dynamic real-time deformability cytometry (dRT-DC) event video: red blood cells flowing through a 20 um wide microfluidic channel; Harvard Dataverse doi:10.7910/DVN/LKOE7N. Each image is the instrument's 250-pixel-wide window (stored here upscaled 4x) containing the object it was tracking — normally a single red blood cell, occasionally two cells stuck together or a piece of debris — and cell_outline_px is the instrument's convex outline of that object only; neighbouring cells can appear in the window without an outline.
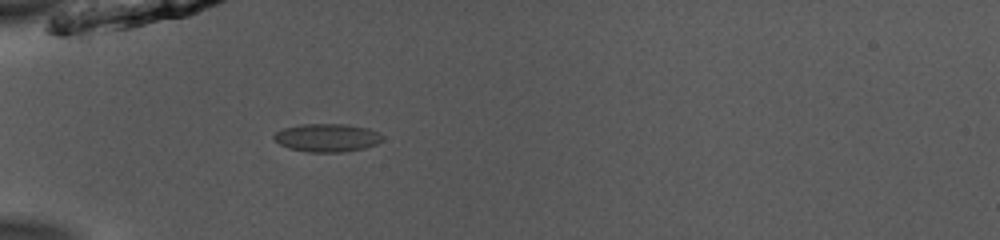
{"species": "common noctule bat (a hibernating species)", "species_latin": "Nyctalus noctula", "temperature_condition": "room temperature", "stored_images_in_passage": 29, "camera_frame_rate_fps": 3000, "um_per_image_px": 0.085, "animal": {"sex": "male", "body_mass_g": 13.0, "forearm_length_mm": 53.1}, "frame": {"image": 1, "passage_image": 1, "time_ms": 0.0, "image_size_px": [1000, 240], "cell_outline_px": [[384, 136], [376, 144], [364, 148], [344, 152], [308, 152], [288, 148], [280, 144], [272, 136], [276, 132], [284, 128], [300, 124], [348, 124], [368, 128]], "centroid_in_image_um": [27.79, 11.7], "position_along_channel_um": 57.2, "area_um2": 17.74}}
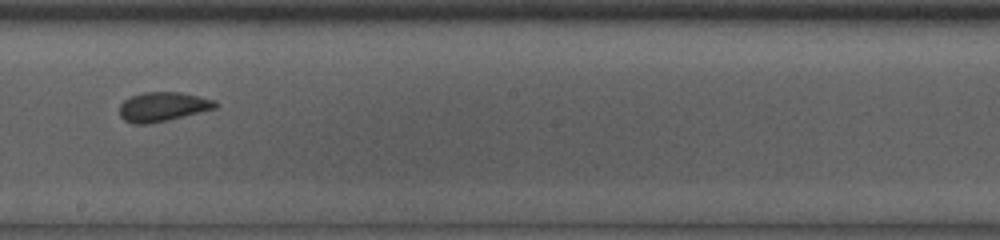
{"frame": {"image": 2, "passage_image": 15, "time_ms": 4.667, "image_size_px": [1000, 240], "cell_outline_px": [[220, 104], [216, 108], [168, 120], [148, 124], [132, 124], [124, 120], [120, 116], [120, 104], [124, 100], [132, 96], [144, 92], [180, 92], [216, 100]], "centroid_in_image_um": [13.85, 9.07], "position_along_channel_um": 234.4, "area_um2": 16.42}}
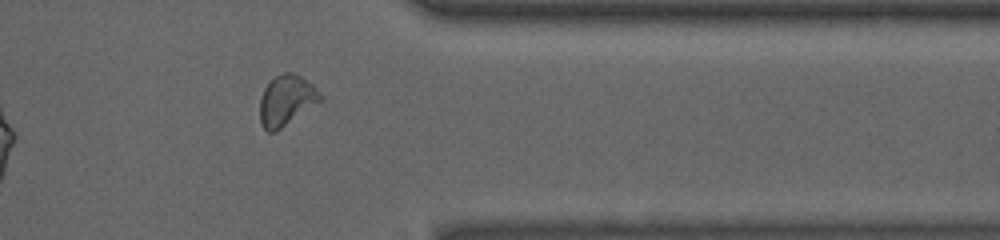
{"frame": {"image": 3, "passage_image": 27, "time_ms": 8.667, "image_size_px": [1000, 240], "cell_outline_px": [[320, 100], [276, 132], [268, 132], [260, 124], [260, 100], [264, 88], [276, 76], [284, 72], [292, 72], [300, 76], [312, 84], [320, 96]], "centroid_in_image_um": [24.28, 8.54], "position_along_channel_um": 387.1, "area_um2": 17.22}, "authors_computed_cell_mechanics": {"area_um2": 16.4152, "velocity_mm_per_s": 3.9531, "shape_relaxation_time_tau1_ms": 3.7662, "shape_relaxation_time_tau2_ms": 0.8647, "deformation_change_tau1": 0.0974, "deformation_change_tau2": 0.0375}}